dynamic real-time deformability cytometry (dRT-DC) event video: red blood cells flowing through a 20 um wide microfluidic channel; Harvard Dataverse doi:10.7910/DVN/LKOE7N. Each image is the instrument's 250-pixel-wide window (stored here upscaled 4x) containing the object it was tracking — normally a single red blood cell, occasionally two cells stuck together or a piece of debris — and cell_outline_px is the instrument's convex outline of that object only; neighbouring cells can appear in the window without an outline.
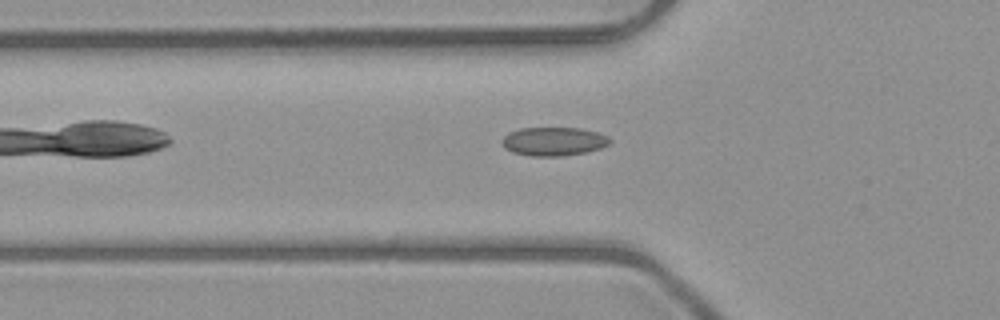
{"species": "common noctule bat (a hibernating species)", "species_latin": "Nyctalus noctula", "temperature_condition": "room temperature", "stored_images_in_passage": 41, "camera_frame_rate_fps": 3000, "um_per_image_px": 0.085, "animal": {"sex": "male", "body_mass_g": 23.1, "forearm_length_mm": 52.7}, "frame": {"image": 1, "passage_image": 7, "time_ms": 2.0, "image_size_px": [1000, 320], "cell_outline_px": [[612, 140], [608, 144], [600, 148], [588, 152], [564, 156], [532, 156], [512, 152], [504, 148], [500, 140], [508, 132], [520, 128], [580, 128], [596, 132], [608, 136]], "centroid_in_image_um": [47.04, 12.02], "position_along_channel_um": 78.8, "area_um2": 18.15}}
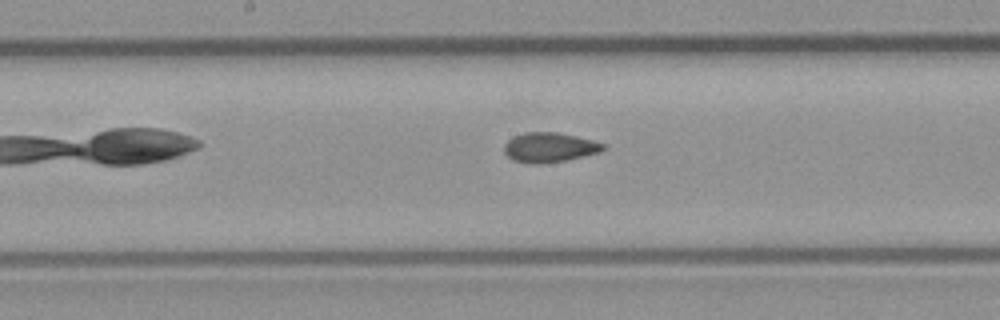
{"frame": {"image": 2, "passage_image": 16, "time_ms": 5.0, "image_size_px": [1000, 320], "cell_outline_px": [[608, 148], [600, 152], [564, 160], [540, 164], [528, 164], [512, 160], [504, 152], [504, 144], [512, 136], [524, 132], [556, 132], [576, 136], [592, 140], [604, 144]], "centroid_in_image_um": [46.67, 12.52], "position_along_channel_um": 201.5, "area_um2": 17.22}}
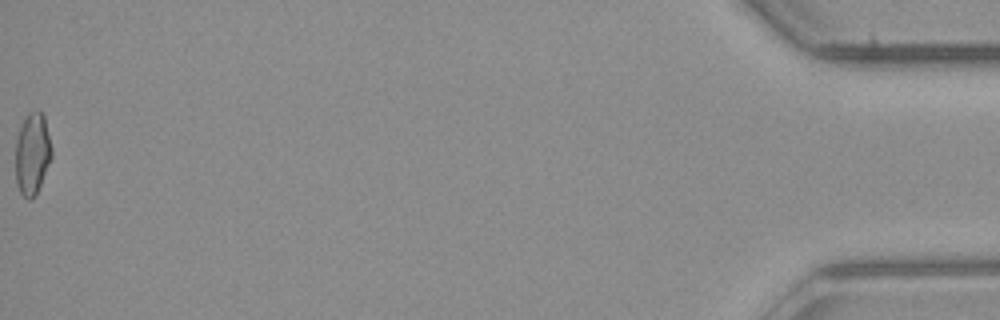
{"frame": {"image": 3, "passage_image": 41, "time_ms": 13.333, "image_size_px": [1000, 320], "cell_outline_px": [[52, 156], [36, 196], [32, 200], [28, 200], [20, 192], [16, 184], [16, 140], [20, 128], [28, 112], [40, 112], [44, 116], [52, 148]], "centroid_in_image_um": [2.75, 13.12], "position_along_channel_um": 432.4, "area_um2": 17.17}, "authors_computed_cell_mechanics": {"area_um2": 17.051, "velocity_mm_per_s": 4.0383, "shape_relaxation_time_tau1_ms": null, "shape_relaxation_time_tau2_ms": 2.186, "deformation_change_tau1": null, "deformation_change_tau2": 0.0731}}